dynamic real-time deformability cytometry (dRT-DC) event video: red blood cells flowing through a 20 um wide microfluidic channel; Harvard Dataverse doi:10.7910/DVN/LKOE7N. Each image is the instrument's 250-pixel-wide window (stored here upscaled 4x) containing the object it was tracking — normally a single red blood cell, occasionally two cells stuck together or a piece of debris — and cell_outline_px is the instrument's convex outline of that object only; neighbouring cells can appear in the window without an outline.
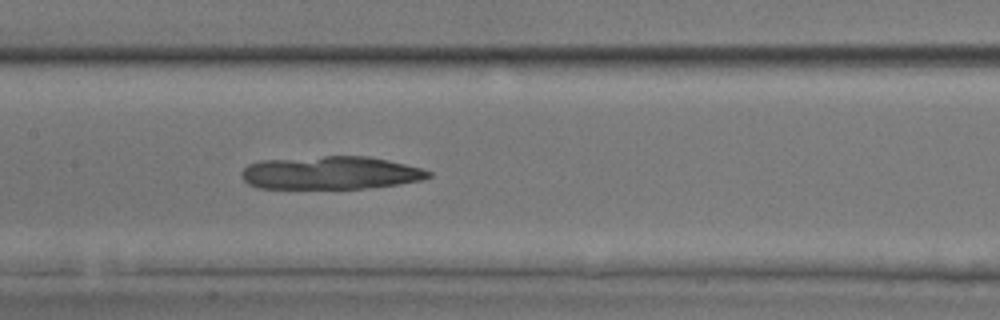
{"species": "common noctule bat (a hibernating species)", "species_latin": "Nyctalus noctula", "temperature_condition": "room temperature", "stored_images_in_passage": 54, "camera_frame_rate_fps": 3000, "um_per_image_px": 0.085, "animal": {"sex": "male", "body_mass_g": 17.9, "forearm_length_mm": 54.2}, "frame": {"image": 1, "passage_image": 27, "time_ms": 8.667, "image_size_px": [1000, 320], "cell_outline_px": [[432, 176], [420, 180], [396, 184], [364, 188], [256, 188], [248, 184], [240, 176], [240, 172], [248, 164], [260, 160], [324, 156], [368, 156], [388, 160], [420, 168], [432, 172]], "centroid_in_image_um": [28.04, 14.68], "position_along_channel_um": 179.4, "area_um2": 35.95}}
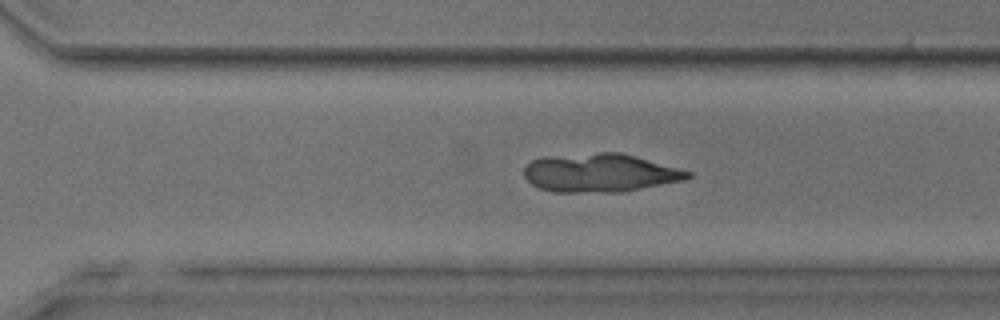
{"frame": {"image": 2, "passage_image": 38, "time_ms": 12.333, "image_size_px": [1000, 320], "cell_outline_px": [[692, 176], [680, 180], [620, 192], [552, 192], [540, 188], [532, 184], [524, 176], [524, 168], [532, 160], [544, 156], [600, 152], [620, 152], [636, 156], [692, 172]], "centroid_in_image_um": [50.94, 14.68], "position_along_channel_um": 319.7, "area_um2": 36.41}}
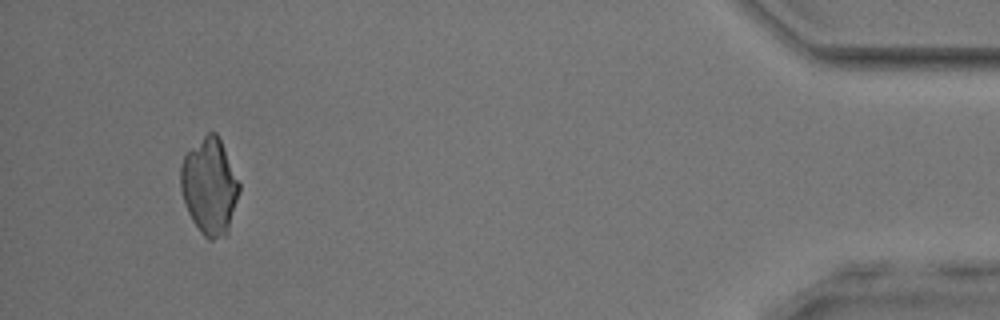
{"frame": {"image": 3, "passage_image": 51, "time_ms": 16.667, "image_size_px": [1000, 320], "cell_outline_px": [[240, 192], [228, 236], [212, 240], [208, 240], [200, 232], [192, 220], [188, 212], [180, 188], [180, 168], [184, 156], [208, 132], [216, 132], [220, 140], [240, 184]], "centroid_in_image_um": [17.83, 15.91], "position_along_channel_um": 417.4, "area_um2": 32.89}}